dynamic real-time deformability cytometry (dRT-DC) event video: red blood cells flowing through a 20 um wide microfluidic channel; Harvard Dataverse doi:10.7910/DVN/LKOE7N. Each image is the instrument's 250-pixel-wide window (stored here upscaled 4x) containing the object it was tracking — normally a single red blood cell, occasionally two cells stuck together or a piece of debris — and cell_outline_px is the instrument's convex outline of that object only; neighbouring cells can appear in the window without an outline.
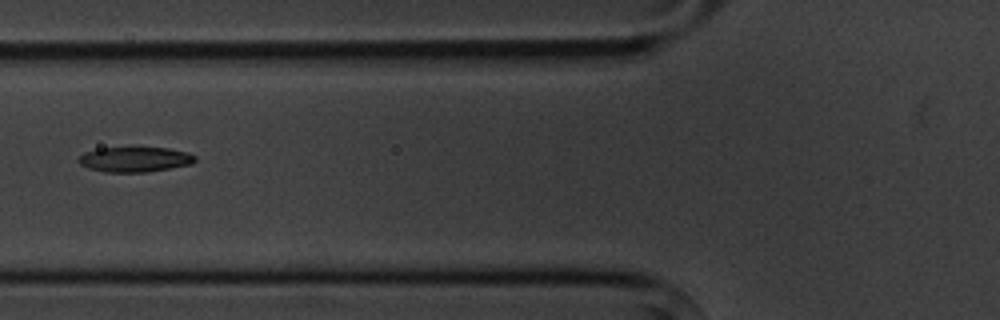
{"species": "common noctule bat (a hibernating species)", "species_latin": "Nyctalus noctula", "temperature_condition": "cold", "stored_images_in_passage": 4, "camera_frame_rate_fps": 3000, "um_per_image_px": 0.085, "animal": {"sex": "male", "body_mass_g": 20.1, "forearm_length_mm": 53.5}, "frame": {"image": 1, "passage_image": 2, "time_ms": 1.333, "image_size_px": [1000, 320], "cell_outline_px": [[196, 160], [192, 164], [148, 172], [104, 172], [88, 168], [80, 164], [76, 160], [84, 152], [100, 148], [136, 144], [168, 148], [188, 152], [196, 156]], "centroid_in_image_um": [11.46, 13.49], "position_along_channel_um": 114.3, "area_um2": 18.03}}
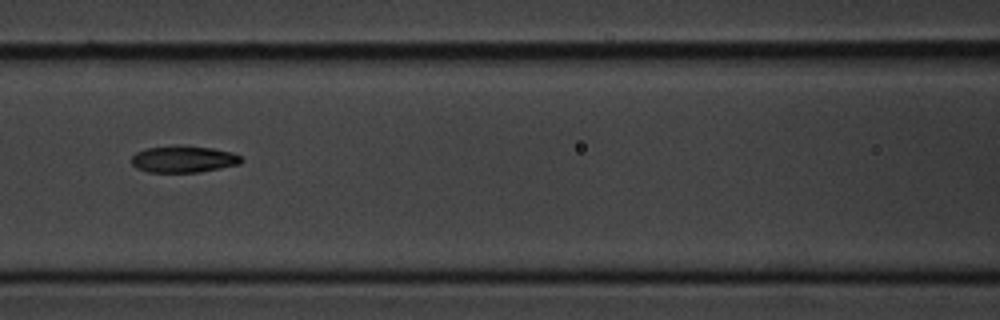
{"frame": {"image": 2, "passage_image": 3, "time_ms": 2.333, "image_size_px": [1000, 320], "cell_outline_px": [[244, 160], [240, 164], [200, 172], [148, 172], [136, 168], [132, 164], [132, 156], [136, 152], [148, 148], [212, 148], [232, 152], [240, 156]], "centroid_in_image_um": [15.63, 13.58], "position_along_channel_um": 151.0, "area_um2": 16.36}}
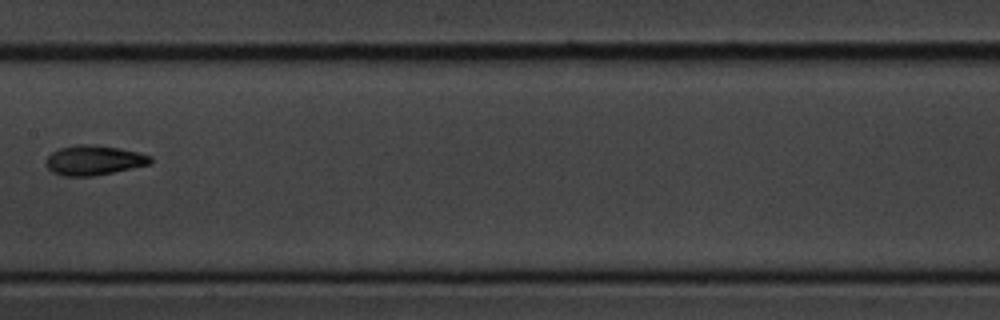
{"frame": {"image": 3, "passage_image": 4, "time_ms": 3.667, "image_size_px": [1000, 320], "cell_outline_px": [[152, 160], [148, 164], [132, 168], [92, 176], [60, 176], [52, 172], [44, 164], [44, 160], [52, 152], [60, 148], [76, 144], [96, 144], [120, 148], [140, 152], [152, 156]], "centroid_in_image_um": [7.94, 13.61], "position_along_channel_um": 199.5, "area_um2": 18.32}}